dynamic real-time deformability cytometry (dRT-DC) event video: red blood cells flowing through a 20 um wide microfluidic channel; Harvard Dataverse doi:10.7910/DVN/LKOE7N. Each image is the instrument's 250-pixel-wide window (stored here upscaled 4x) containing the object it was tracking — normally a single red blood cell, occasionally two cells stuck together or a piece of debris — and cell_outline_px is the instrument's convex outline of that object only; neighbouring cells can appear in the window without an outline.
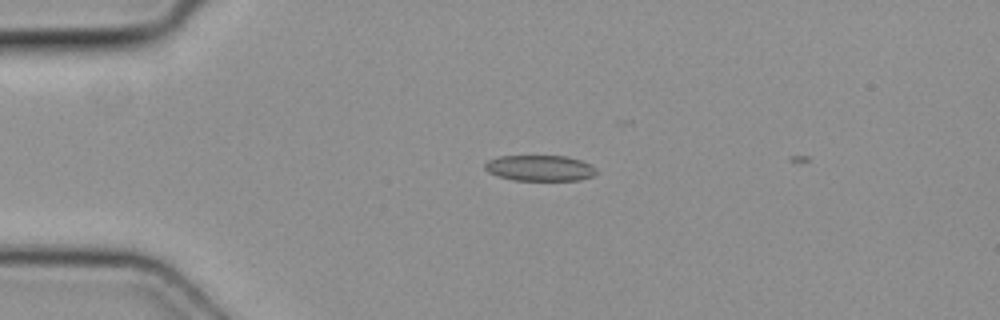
{"species": "common noctule bat (a hibernating species)", "species_latin": "Nyctalus noctula", "temperature_condition": "cold", "stored_images_in_passage": 5, "camera_frame_rate_fps": 3000, "um_per_image_px": 0.085, "animal": {"sex": "female", "body_mass_g": 19.3, "forearm_length_mm": 54.1}, "frame": {"image": 1, "passage_image": 4, "time_ms": 1.0, "image_size_px": [1000, 320], "cell_outline_px": [[596, 172], [592, 176], [580, 180], [512, 180], [488, 172], [484, 168], [484, 164], [488, 160], [500, 156], [568, 156], [592, 164], [596, 168]], "centroid_in_image_um": [45.9, 14.28], "position_along_channel_um": 39.1, "area_um2": 16.76}}